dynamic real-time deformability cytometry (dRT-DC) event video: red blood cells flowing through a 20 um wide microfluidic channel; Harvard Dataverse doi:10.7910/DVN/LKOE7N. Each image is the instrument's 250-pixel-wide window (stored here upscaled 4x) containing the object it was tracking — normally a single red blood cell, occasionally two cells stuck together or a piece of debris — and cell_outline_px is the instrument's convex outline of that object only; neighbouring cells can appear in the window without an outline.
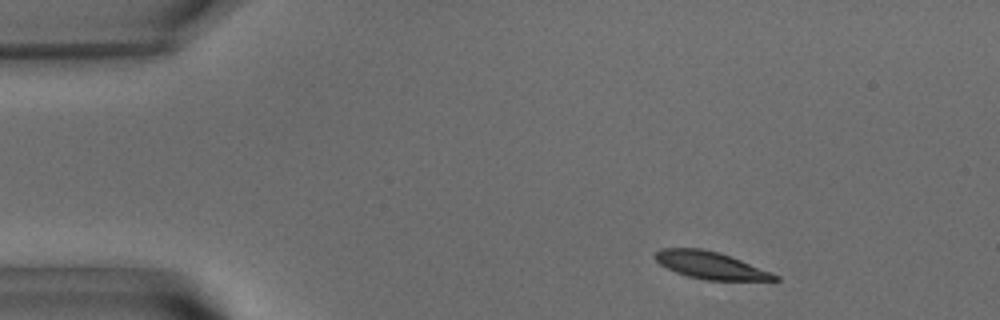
{"species": "common noctule bat (a hibernating species)", "species_latin": "Nyctalus noctula", "temperature_condition": "warm", "stored_images_in_passage": 52, "camera_frame_rate_fps": 3000, "um_per_image_px": 0.085, "animal": {"sex": "male", "body_mass_g": 15.6}, "frame": {"image": 1, "passage_image": 4, "time_ms": 1.0, "image_size_px": [1000, 320], "cell_outline_px": [[780, 280], [704, 280], [688, 276], [676, 272], [660, 264], [652, 256], [660, 248], [700, 248], [720, 252], [772, 272], [780, 276]], "centroid_in_image_um": [60.39, 22.54], "position_along_channel_um": 24.6, "area_um2": 19.02}}
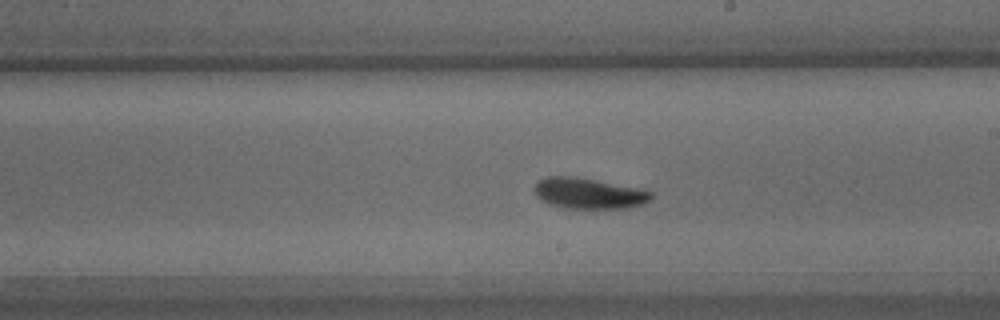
{"frame": {"image": 2, "passage_image": 28, "time_ms": 9.0, "image_size_px": [1000, 320], "cell_outline_px": [[652, 196], [644, 204], [628, 208], [564, 208], [548, 204], [540, 200], [536, 196], [532, 188], [536, 180], [544, 176], [576, 176], [636, 188], [652, 192]], "centroid_in_image_um": [49.93, 16.43], "position_along_channel_um": 239.1, "area_um2": 21.15}}
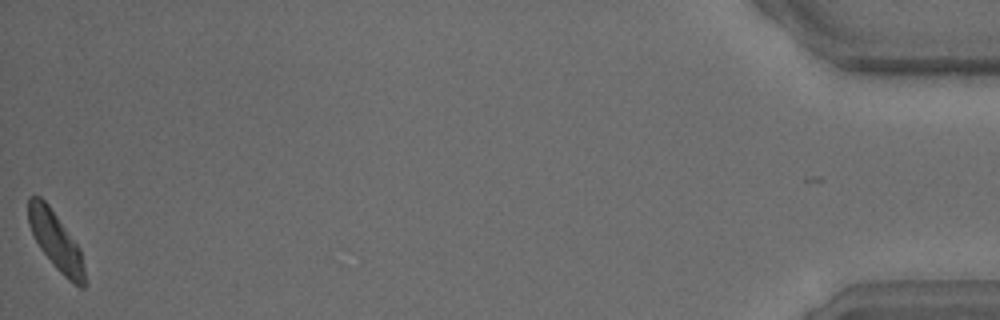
{"frame": {"image": 3, "passage_image": 52, "time_ms": 17.0, "image_size_px": [1000, 320], "cell_outline_px": [[88, 284], [84, 288], [80, 288], [68, 280], [56, 268], [40, 248], [28, 224], [28, 196], [40, 196], [48, 204], [80, 248]], "centroid_in_image_um": [4.78, 20.52], "position_along_channel_um": 430.4, "area_um2": 19.07}, "authors_computed_cell_mechanics": {"area_um2": 20.0855, "velocity_mm_per_s": 3.5937, "shape_relaxation_time_tau1_ms": 4.0204, "shape_relaxation_time_tau2_ms": null, "deformation_change_tau1": 0.1507, "deformation_change_tau2": null}}